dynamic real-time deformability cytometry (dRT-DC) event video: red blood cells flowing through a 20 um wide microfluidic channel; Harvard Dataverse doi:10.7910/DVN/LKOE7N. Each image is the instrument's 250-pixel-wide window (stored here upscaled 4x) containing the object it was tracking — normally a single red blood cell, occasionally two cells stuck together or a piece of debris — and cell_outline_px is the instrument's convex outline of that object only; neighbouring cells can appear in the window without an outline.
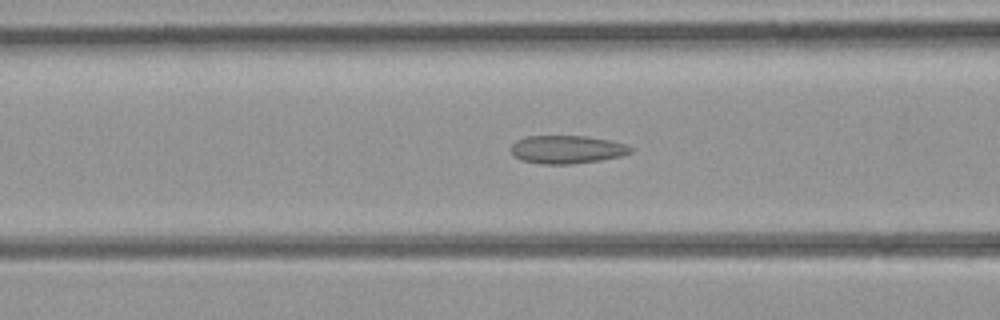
{"species": "common noctule bat (a hibernating species)", "species_latin": "Nyctalus noctula", "temperature_condition": "room temperature", "stored_images_in_passage": 38, "camera_frame_rate_fps": 3000, "um_per_image_px": 0.085, "animal": {"sex": "female", "body_mass_g": 21.9}, "frame": {"image": 1, "passage_image": 16, "time_ms": 5.0, "image_size_px": [1000, 320], "cell_outline_px": [[632, 152], [620, 156], [600, 160], [572, 164], [540, 164], [520, 160], [512, 156], [508, 148], [516, 140], [528, 136], [584, 136], [608, 140], [624, 144], [632, 148]], "centroid_in_image_um": [48.1, 12.71], "position_along_channel_um": 118.5, "area_um2": 19.71}}
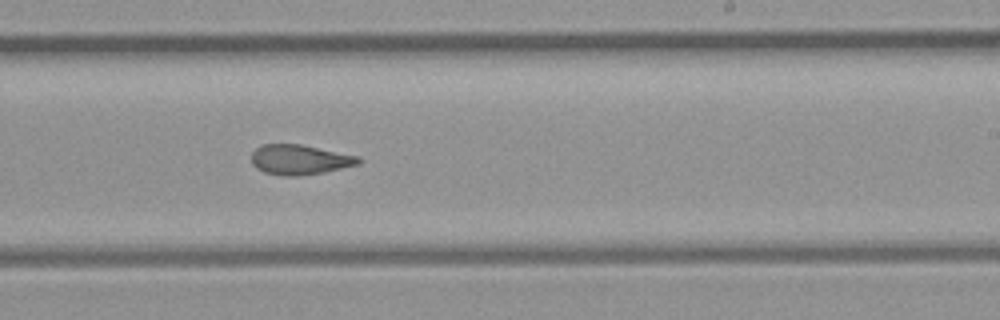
{"frame": {"image": 2, "passage_image": 25, "time_ms": 8.0, "image_size_px": [1000, 320], "cell_outline_px": [[364, 160], [360, 164], [324, 172], [296, 176], [284, 176], [264, 172], [256, 168], [252, 164], [252, 152], [260, 144], [300, 144], [360, 156]], "centroid_in_image_um": [25.5, 13.56], "position_along_channel_um": 263.5, "area_um2": 18.84}}
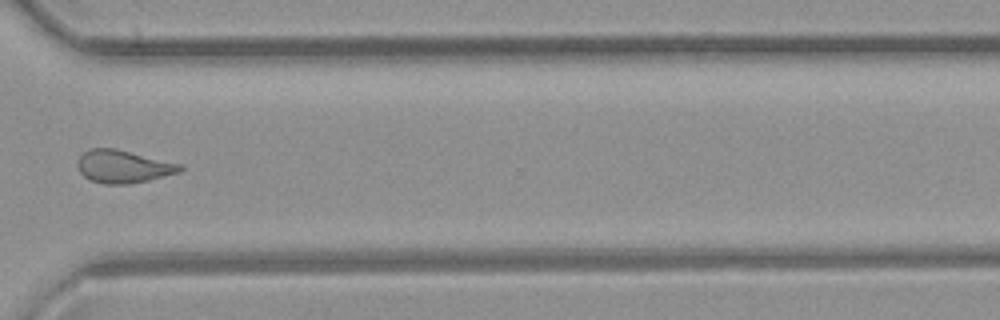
{"frame": {"image": 3, "passage_image": 31, "time_ms": 10.0, "image_size_px": [1000, 320], "cell_outline_px": [[184, 168], [180, 172], [148, 180], [128, 184], [104, 184], [92, 180], [84, 176], [80, 172], [76, 164], [76, 160], [88, 148], [116, 148], [184, 164]], "centroid_in_image_um": [10.49, 14.14], "position_along_channel_um": 360.1, "area_um2": 19.83}}